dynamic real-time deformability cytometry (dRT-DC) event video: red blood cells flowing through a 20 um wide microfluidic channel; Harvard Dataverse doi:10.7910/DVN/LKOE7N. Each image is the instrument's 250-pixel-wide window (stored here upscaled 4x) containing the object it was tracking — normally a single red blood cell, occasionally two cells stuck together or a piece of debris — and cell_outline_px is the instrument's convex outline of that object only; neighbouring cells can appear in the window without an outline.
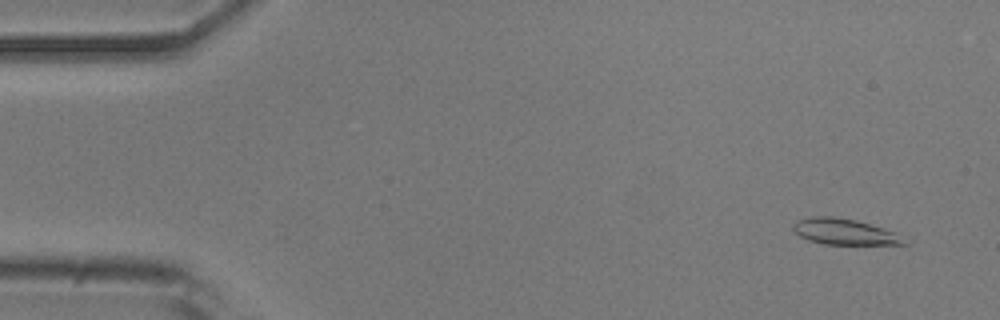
{"species": "common noctule bat (a hibernating species)", "species_latin": "Nyctalus noctula", "temperature_condition": "room temperature", "stored_images_in_passage": 53, "camera_frame_rate_fps": 3000, "um_per_image_px": 0.085, "animal": {"sex": "male", "body_mass_g": 20.5, "forearm_length_mm": 52.5}, "frame": {"image": 1, "passage_image": 4, "time_ms": 1.0, "image_size_px": [1000, 320], "cell_outline_px": [[908, 244], [824, 244], [808, 240], [800, 236], [792, 228], [792, 224], [796, 220], [808, 216], [832, 216], [856, 220], [884, 228], [896, 232], [908, 240]], "centroid_in_image_um": [71.78, 19.69], "position_along_channel_um": 13.2, "area_um2": 16.94}}
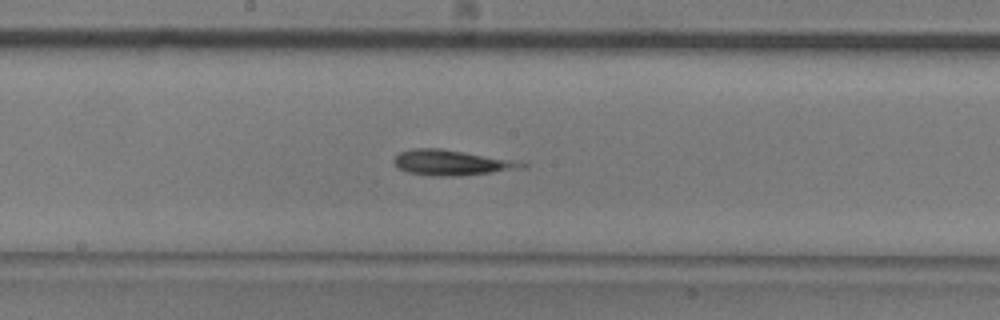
{"frame": {"image": 2, "passage_image": 28, "time_ms": 9.0, "image_size_px": [1000, 320], "cell_outline_px": [[528, 164], [524, 168], [460, 176], [428, 176], [408, 172], [396, 168], [392, 160], [400, 152], [416, 148], [440, 148], [524, 160]], "centroid_in_image_um": [38.46, 13.82], "position_along_channel_um": 209.7, "area_um2": 19.48}}
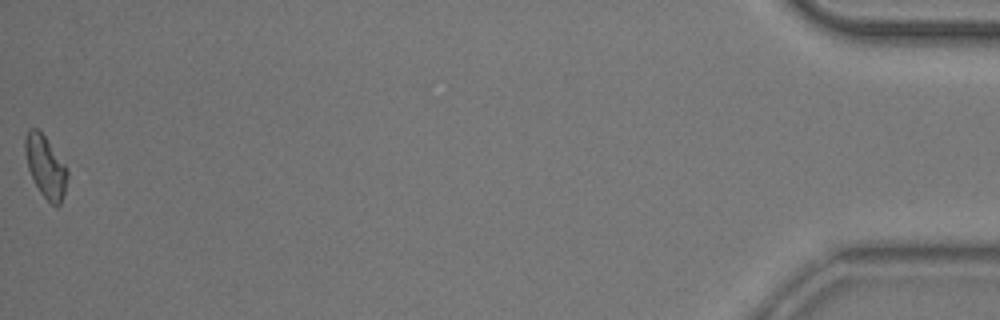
{"frame": {"image": 3, "passage_image": 53, "time_ms": 17.333, "image_size_px": [1000, 320], "cell_outline_px": [[68, 176], [64, 192], [60, 204], [56, 208], [40, 192], [28, 168], [24, 152], [24, 140], [28, 128], [36, 128], [44, 136], [64, 164], [68, 172]], "centroid_in_image_um": [3.85, 14.16], "position_along_channel_um": 431.3, "area_um2": 14.91}, "authors_computed_cell_mechanics": {"area_um2": 16.762, "velocity_mm_per_s": 3.8466, "shape_relaxation_time_tau1_ms": null, "shape_relaxation_time_tau2_ms": 2.7498, "deformation_change_tau1": null, "deformation_change_tau2": 0.1129}}